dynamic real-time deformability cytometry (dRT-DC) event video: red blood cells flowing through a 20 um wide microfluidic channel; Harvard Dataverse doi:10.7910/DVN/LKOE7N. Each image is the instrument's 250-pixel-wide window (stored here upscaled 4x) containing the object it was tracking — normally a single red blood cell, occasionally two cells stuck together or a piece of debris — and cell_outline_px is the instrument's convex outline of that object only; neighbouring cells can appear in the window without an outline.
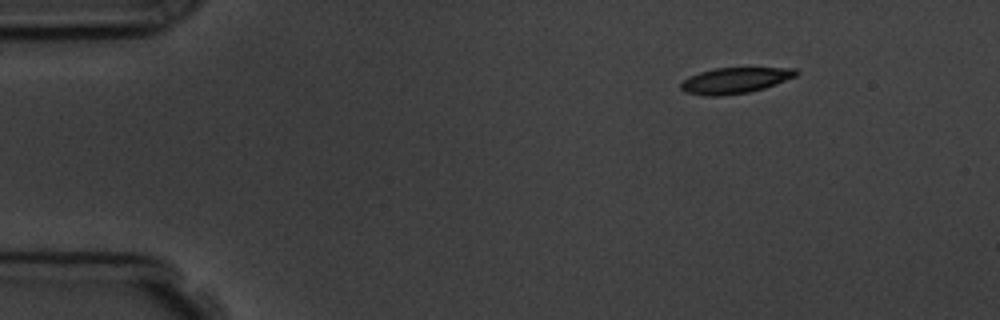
{"species": "common noctule bat (a hibernating species)", "species_latin": "Nyctalus noctula", "temperature_condition": "room temperature", "stored_images_in_passage": 3, "camera_frame_rate_fps": 3000, "um_per_image_px": 0.085, "animal": {"sex": "male", "body_mass_g": 19.5, "forearm_length_mm": 54.6}, "frame": {"image": 1, "passage_image": 1, "time_ms": 0.0, "image_size_px": [1000, 320], "cell_outline_px": [[800, 72], [796, 76], [764, 88], [748, 92], [724, 96], [704, 96], [684, 92], [680, 88], [680, 84], [688, 76], [712, 68], [796, 68]], "centroid_in_image_um": [62.44, 6.84], "position_along_channel_um": 22.6, "area_um2": 17.46}}